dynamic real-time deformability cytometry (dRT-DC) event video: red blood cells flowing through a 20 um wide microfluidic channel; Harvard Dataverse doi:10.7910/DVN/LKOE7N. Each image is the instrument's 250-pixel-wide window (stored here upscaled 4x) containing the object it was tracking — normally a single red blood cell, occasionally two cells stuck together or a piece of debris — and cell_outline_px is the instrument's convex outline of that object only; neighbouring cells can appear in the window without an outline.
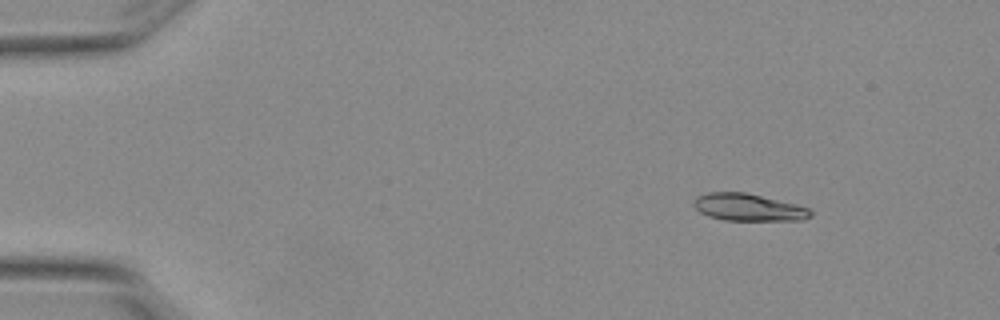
{"species": "Egyptian fruit bat (a non-hibernating species)", "species_latin": "Rousettus aegyptiacus", "temperature_condition": "warm", "stored_images_in_passage": 7, "camera_frame_rate_fps": 3000, "um_per_image_px": 0.085, "animal": {"sex": "female"}, "frame": {"image": 1, "passage_image": 2, "time_ms": 0.333, "image_size_px": [1000, 320], "cell_outline_px": [[812, 216], [804, 220], [724, 220], [708, 216], [700, 212], [692, 204], [692, 200], [696, 196], [708, 192], [744, 192], [796, 204], [808, 208], [812, 212]], "centroid_in_image_um": [63.58, 17.62], "position_along_channel_um": 21.4, "area_um2": 18.55}}
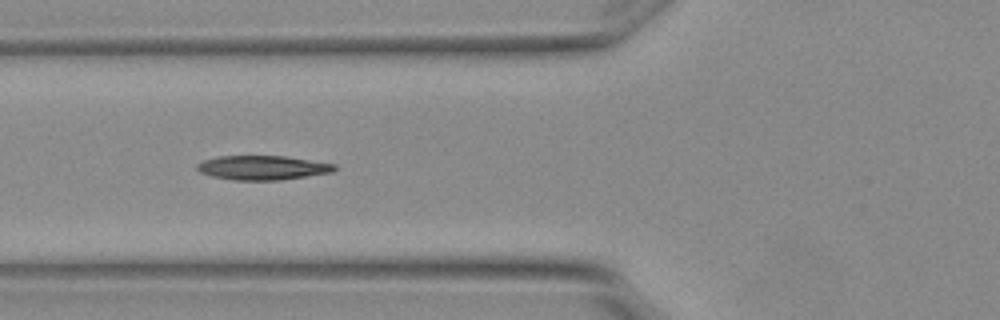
{"frame": {"image": 2, "passage_image": 6, "time_ms": 1.667, "image_size_px": [1000, 320], "cell_outline_px": [[336, 168], [332, 172], [280, 180], [232, 180], [212, 176], [200, 172], [196, 168], [196, 164], [204, 160], [220, 156], [284, 156], [336, 164]], "centroid_in_image_um": [22.3, 14.25], "position_along_channel_um": 103.5, "area_um2": 19.31}}
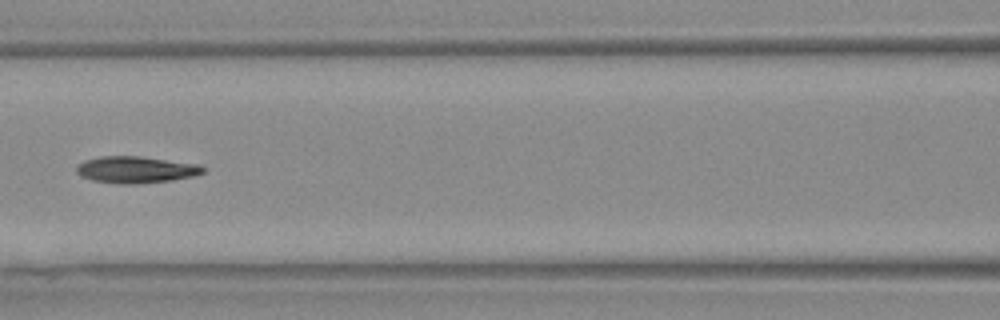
{"frame": {"image": 3, "passage_image": 7, "time_ms": 2.0, "image_size_px": [1000, 320], "cell_outline_px": [[204, 172], [192, 176], [172, 180], [140, 184], [120, 184], [92, 180], [80, 176], [76, 172], [76, 168], [84, 160], [100, 156], [140, 156], [196, 164], [204, 168]], "centroid_in_image_um": [11.5, 14.43], "position_along_channel_um": 155.1, "area_um2": 19.59}}